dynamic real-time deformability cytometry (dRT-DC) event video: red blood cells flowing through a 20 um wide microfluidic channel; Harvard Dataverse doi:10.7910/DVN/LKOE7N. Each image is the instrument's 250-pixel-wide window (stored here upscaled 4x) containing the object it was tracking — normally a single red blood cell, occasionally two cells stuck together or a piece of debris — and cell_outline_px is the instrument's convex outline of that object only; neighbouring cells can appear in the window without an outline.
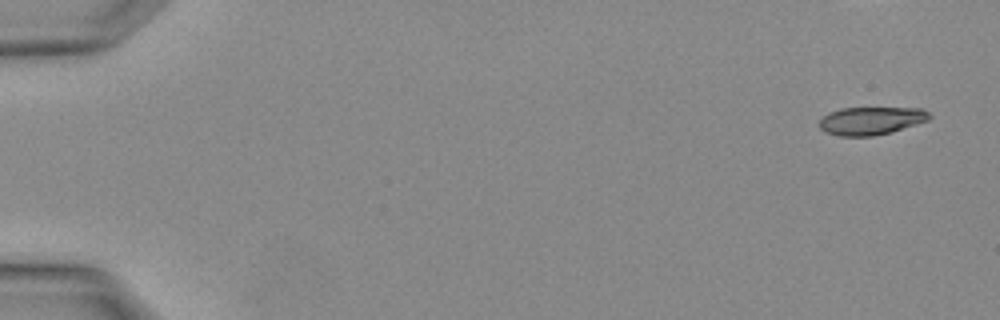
{"species": "Egyptian fruit bat (a non-hibernating species)", "species_latin": "Rousettus aegyptiacus", "temperature_condition": "warm", "stored_images_in_passage": 2, "segment_of_instrument_passage": [2, 2], "camera_frame_rate_fps": 3000, "um_per_image_px": 0.085, "animal": {"sex": "female"}, "frame": {"image": 1, "passage_image": 2, "time_ms": 0.333, "image_size_px": [1000, 320], "cell_outline_px": [[932, 116], [928, 120], [892, 132], [872, 136], [840, 136], [828, 132], [820, 128], [820, 120], [828, 112], [840, 108], [920, 108], [928, 112]], "centroid_in_image_um": [74.05, 10.26], "position_along_channel_um": 11.0, "area_um2": 17.8}}